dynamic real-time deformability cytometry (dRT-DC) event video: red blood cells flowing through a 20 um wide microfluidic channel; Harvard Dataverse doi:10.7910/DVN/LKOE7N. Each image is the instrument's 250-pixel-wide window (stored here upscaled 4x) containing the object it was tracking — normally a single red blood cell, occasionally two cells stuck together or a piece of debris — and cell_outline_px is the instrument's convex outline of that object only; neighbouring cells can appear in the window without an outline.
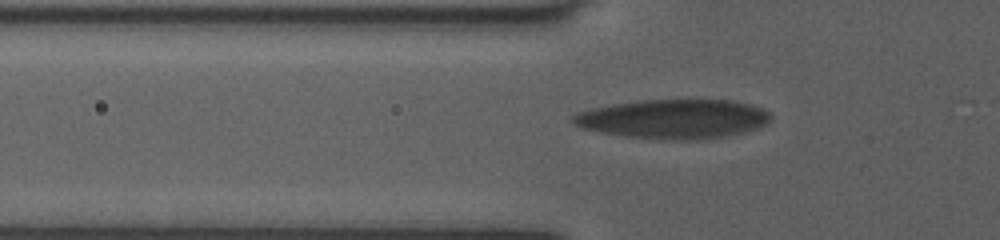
{"species": "human", "species_latin": "Homo sapiens", "temperature_condition": "room temperature", "stored_images_in_passage": 36, "camera_frame_rate_fps": 3000, "um_per_image_px": 0.085, "donor": {"sex": "female"}, "frame": {"image": 1, "passage_image": 6, "time_ms": 1.667, "image_size_px": [1000, 240], "cell_outline_px": [[772, 120], [768, 124], [744, 132], [700, 140], [664, 140], [628, 136], [604, 132], [584, 128], [572, 124], [572, 116], [576, 112], [592, 108], [612, 104], [640, 100], [732, 100], [748, 104], [760, 108], [768, 112], [772, 116]], "centroid_in_image_um": [57.26, 10.11], "position_along_channel_um": 68.5, "area_um2": 45.14}}
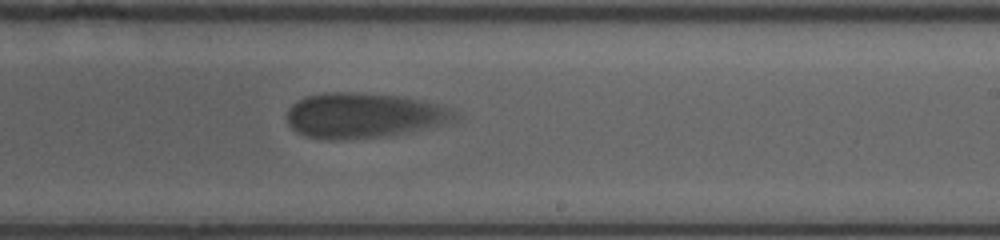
{"frame": {"image": 2, "passage_image": 21, "time_ms": 6.667, "image_size_px": [1000, 240], "cell_outline_px": [[456, 116], [448, 120], [436, 124], [404, 132], [384, 136], [336, 140], [332, 140], [308, 136], [296, 132], [288, 124], [288, 108], [292, 104], [304, 96], [324, 92], [356, 92], [400, 96], [424, 100], [440, 104], [448, 108]], "centroid_in_image_um": [30.79, 9.78], "position_along_channel_um": 258.2, "area_um2": 43.35}}
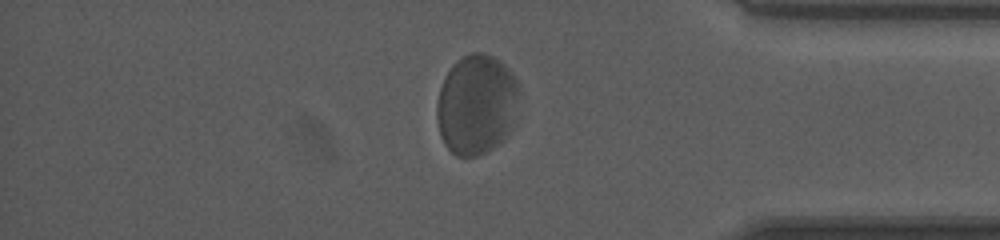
{"frame": {"image": 3, "passage_image": 33, "time_ms": 10.667, "image_size_px": [1000, 240], "cell_outline_px": [[520, 88], [512, 128], [496, 144], [484, 152], [476, 156], [456, 156], [444, 144], [440, 136], [436, 116], [436, 104], [440, 88], [448, 72], [456, 60], [472, 52], [484, 52], [492, 56], [504, 64], [508, 68], [520, 84]], "centroid_in_image_um": [40.49, 8.86], "position_along_channel_um": 394.7, "area_um2": 47.92}}